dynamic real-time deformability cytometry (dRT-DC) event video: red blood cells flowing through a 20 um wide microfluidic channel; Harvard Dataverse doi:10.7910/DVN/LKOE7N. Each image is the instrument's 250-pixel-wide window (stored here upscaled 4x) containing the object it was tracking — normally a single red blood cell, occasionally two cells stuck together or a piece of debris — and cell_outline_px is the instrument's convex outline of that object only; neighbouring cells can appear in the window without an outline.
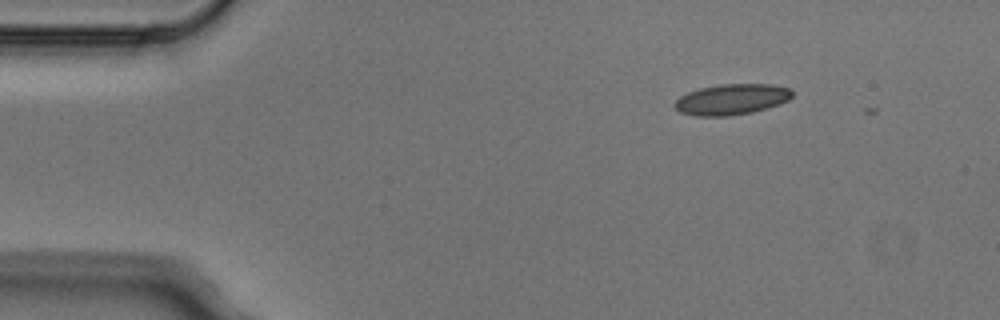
{"species": "Egyptian fruit bat (a non-hibernating species)", "species_latin": "Rousettus aegyptiacus", "temperature_condition": "cold", "stored_images_in_passage": 2, "camera_frame_rate_fps": 3000, "um_per_image_px": 0.085, "animal": {"sex": "male"}, "frame": {"image": 1, "passage_image": 1, "time_ms": 0.0, "image_size_px": [1000, 320], "cell_outline_px": [[792, 96], [788, 100], [780, 104], [752, 112], [728, 116], [696, 116], [680, 112], [672, 104], [680, 96], [688, 92], [700, 88], [720, 84], [772, 84], [792, 88]], "centroid_in_image_um": [62.19, 8.44], "position_along_channel_um": 22.8, "area_um2": 21.15}}